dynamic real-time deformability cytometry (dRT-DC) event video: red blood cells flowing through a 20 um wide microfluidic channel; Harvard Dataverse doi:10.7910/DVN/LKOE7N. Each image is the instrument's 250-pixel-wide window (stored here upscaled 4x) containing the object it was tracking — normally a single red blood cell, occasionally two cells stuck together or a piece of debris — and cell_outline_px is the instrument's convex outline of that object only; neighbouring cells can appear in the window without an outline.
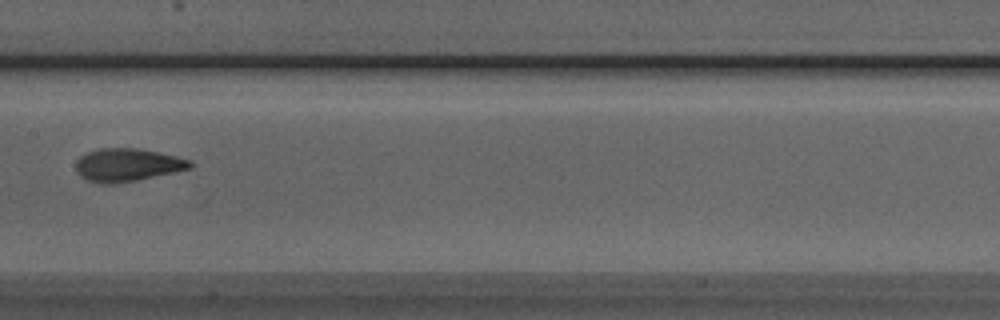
{"species": "Egyptian fruit bat (a non-hibernating species)", "species_latin": "Rousettus aegyptiacus", "temperature_condition": "room temperature", "stored_images_in_passage": 8, "camera_frame_rate_fps": 3000, "um_per_image_px": 0.085, "animal": {"sex": "male"}, "frame": {"image": 1, "passage_image": 8, "time_ms": 2.333, "image_size_px": [1000, 320], "cell_outline_px": [[192, 168], [136, 180], [112, 184], [100, 184], [88, 180], [80, 176], [76, 172], [76, 160], [80, 156], [88, 152], [100, 148], [136, 148], [176, 156], [192, 160]], "centroid_in_image_um": [10.8, 14.02], "position_along_channel_um": 196.6, "area_um2": 21.85}}